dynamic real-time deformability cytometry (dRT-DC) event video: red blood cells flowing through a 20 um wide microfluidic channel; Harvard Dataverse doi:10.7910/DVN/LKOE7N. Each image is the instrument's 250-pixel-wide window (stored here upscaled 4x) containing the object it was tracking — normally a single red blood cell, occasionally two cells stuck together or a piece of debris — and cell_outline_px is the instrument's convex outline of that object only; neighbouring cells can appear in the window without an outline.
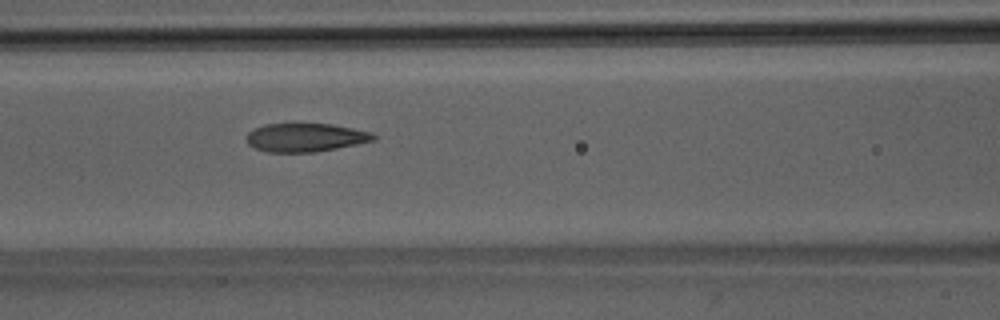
{"species": "Egyptian fruit bat (a non-hibernating species)", "species_latin": "Rousettus aegyptiacus", "temperature_condition": "room temperature", "stored_images_in_passage": 36, "camera_frame_rate_fps": 3000, "um_per_image_px": 0.085, "animal": {"sex": "male"}, "frame": {"image": 1, "passage_image": 10, "time_ms": 3.0, "image_size_px": [1000, 320], "cell_outline_px": [[376, 140], [316, 152], [268, 152], [256, 148], [248, 144], [248, 132], [264, 124], [332, 124], [372, 132], [376, 136]], "centroid_in_image_um": [25.99, 11.68], "position_along_channel_um": 140.6, "area_um2": 20.87}}
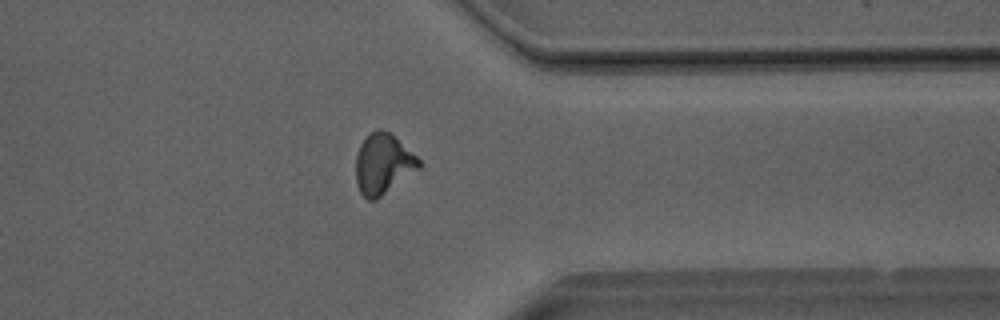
{"frame": {"image": 2, "passage_image": 28, "time_ms": 9.0, "image_size_px": [1000, 320], "cell_outline_px": [[420, 168], [376, 200], [368, 200], [360, 192], [356, 184], [356, 156], [360, 144], [376, 128], [380, 128], [388, 132], [416, 156], [420, 160]], "centroid_in_image_um": [32.54, 13.96], "position_along_channel_um": 378.9, "area_um2": 21.85}}
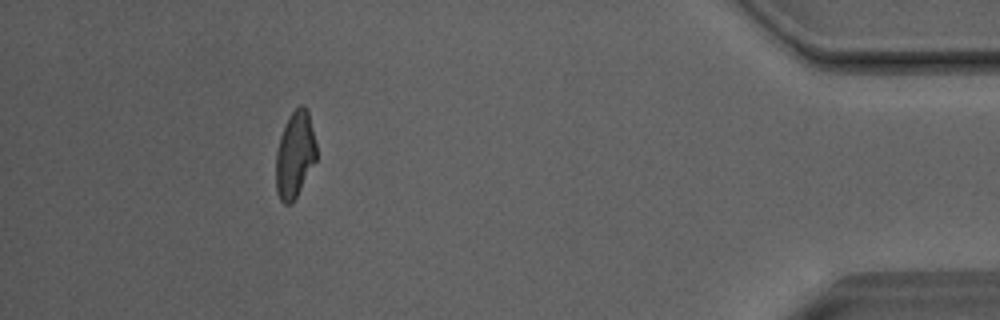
{"frame": {"image": 3, "passage_image": 34, "time_ms": 11.0, "image_size_px": [1000, 320], "cell_outline_px": [[316, 160], [296, 196], [288, 204], [284, 204], [280, 200], [276, 192], [276, 152], [280, 136], [292, 112], [300, 104], [304, 104], [308, 112], [316, 144]], "centroid_in_image_um": [25.06, 13.14], "position_along_channel_um": 410.1, "area_um2": 20.0}, "authors_computed_cell_mechanics": {"area_um2": 21.5883, "velocity_mm_per_s": 4.0759, "shape_relaxation_time_tau1_ms": 5.9979, "shape_relaxation_time_tau2_ms": 1.4245, "deformation_change_tau1": 0.1932, "deformation_change_tau2": 0.0753}}